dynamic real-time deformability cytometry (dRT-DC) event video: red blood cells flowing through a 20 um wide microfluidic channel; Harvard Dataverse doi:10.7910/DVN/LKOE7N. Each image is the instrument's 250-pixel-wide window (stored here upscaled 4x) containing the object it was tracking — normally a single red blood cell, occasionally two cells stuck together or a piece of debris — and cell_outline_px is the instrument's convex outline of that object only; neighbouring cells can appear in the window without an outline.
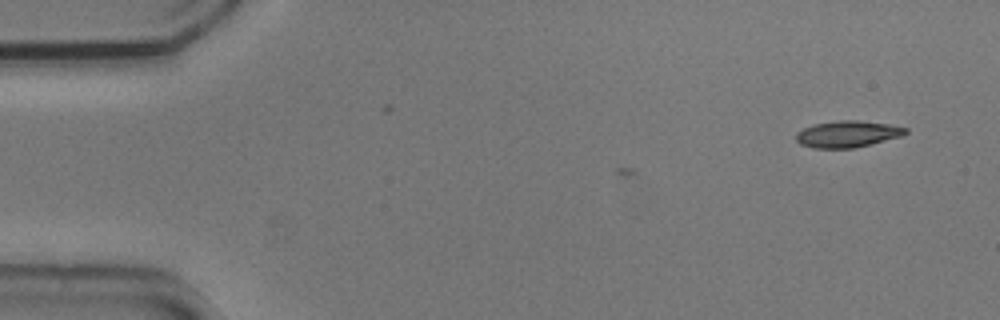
{"species": "common noctule bat (a hibernating species)", "species_latin": "Nyctalus noctula", "temperature_condition": "cold", "stored_images_in_passage": 8, "camera_frame_rate_fps": 3000, "um_per_image_px": 0.085, "animal": {"sex": "male", "body_mass_g": 20.5, "forearm_length_mm": 52.5}, "frame": {"image": 1, "passage_image": 8, "time_ms": 2.333, "image_size_px": [1000, 320], "cell_outline_px": [[908, 132], [900, 136], [852, 148], [812, 148], [800, 144], [796, 140], [796, 132], [804, 128], [816, 124], [840, 120], [856, 120], [888, 124], [908, 128]], "centroid_in_image_um": [72.0, 11.39], "position_along_channel_um": 13.0, "area_um2": 16.65}}